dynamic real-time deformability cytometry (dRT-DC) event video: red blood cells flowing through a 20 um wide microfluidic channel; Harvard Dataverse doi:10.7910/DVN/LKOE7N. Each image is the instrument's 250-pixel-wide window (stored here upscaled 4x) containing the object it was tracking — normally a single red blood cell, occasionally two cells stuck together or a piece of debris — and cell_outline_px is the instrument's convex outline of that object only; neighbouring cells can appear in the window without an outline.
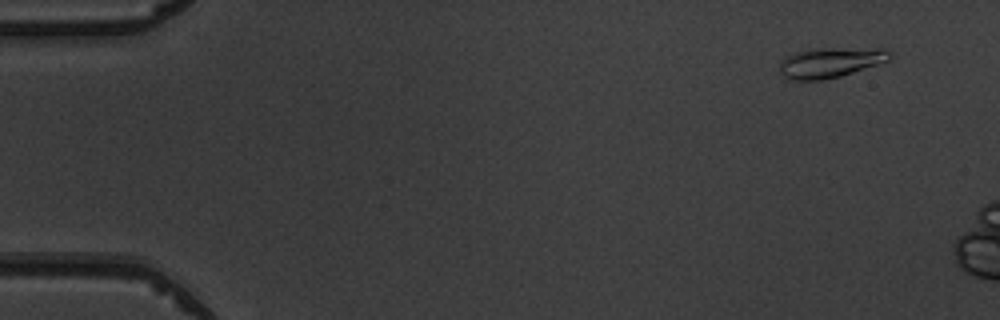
{"species": "common noctule bat (a hibernating species)", "species_latin": "Nyctalus noctula", "temperature_condition": "warm", "stored_images_in_passage": 3, "camera_frame_rate_fps": 3000, "um_per_image_px": 0.085, "animal": {"sex": "male", "body_mass_g": 19.5, "forearm_length_mm": 54.6}, "frame": {"image": 1, "passage_image": 1, "time_ms": 0.0, "image_size_px": [1000, 320], "cell_outline_px": [[892, 56], [888, 60], [840, 76], [824, 80], [788, 80], [780, 72], [780, 60], [784, 56], [796, 52], [820, 48], [884, 48], [892, 52]], "centroid_in_image_um": [70.55, 5.3], "position_along_channel_um": 14.4, "area_um2": 19.36}}